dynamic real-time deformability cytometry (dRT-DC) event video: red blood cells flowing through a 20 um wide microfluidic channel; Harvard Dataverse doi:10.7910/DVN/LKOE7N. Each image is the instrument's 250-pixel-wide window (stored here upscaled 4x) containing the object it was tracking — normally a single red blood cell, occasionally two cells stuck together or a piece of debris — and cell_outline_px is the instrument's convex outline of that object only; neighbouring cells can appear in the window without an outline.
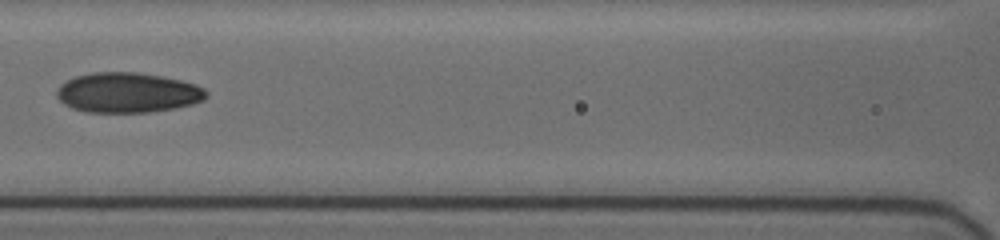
{"species": "human", "species_latin": "Homo sapiens", "temperature_condition": "cold", "stored_images_in_passage": 10, "segment_of_instrument_passage": [2, 2], "camera_frame_rate_fps": 3000, "um_per_image_px": 0.085, "donor": {"sex": "female"}, "frame": {"image": 1, "passage_image": 7, "time_ms": 5.333, "image_size_px": [1000, 240], "cell_outline_px": [[208, 96], [204, 100], [192, 104], [176, 108], [148, 112], [88, 112], [72, 108], [64, 104], [56, 96], [56, 92], [60, 84], [76, 76], [92, 72], [136, 72], [160, 76], [180, 80], [196, 84], [204, 88], [208, 92]], "centroid_in_image_um": [10.86, 7.87], "position_along_channel_um": 155.7, "area_um2": 34.97}}
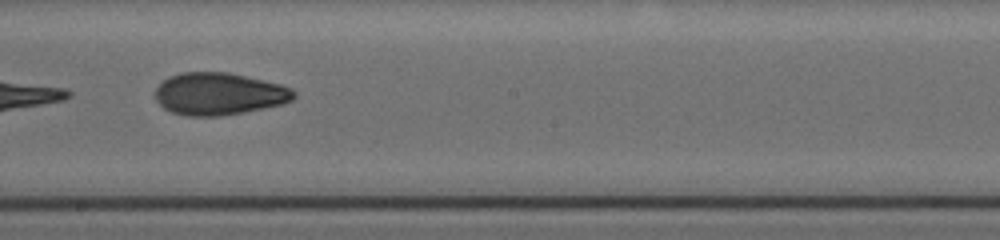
{"frame": {"image": 2, "passage_image": 9, "time_ms": 7.333, "image_size_px": [1000, 240], "cell_outline_px": [[296, 96], [292, 100], [280, 104], [264, 108], [244, 112], [220, 116], [188, 116], [172, 112], [164, 108], [156, 100], [156, 88], [168, 76], [180, 72], [228, 72], [280, 84], [292, 88], [296, 92]], "centroid_in_image_um": [18.61, 7.97], "position_along_channel_um": 229.6, "area_um2": 34.1}}